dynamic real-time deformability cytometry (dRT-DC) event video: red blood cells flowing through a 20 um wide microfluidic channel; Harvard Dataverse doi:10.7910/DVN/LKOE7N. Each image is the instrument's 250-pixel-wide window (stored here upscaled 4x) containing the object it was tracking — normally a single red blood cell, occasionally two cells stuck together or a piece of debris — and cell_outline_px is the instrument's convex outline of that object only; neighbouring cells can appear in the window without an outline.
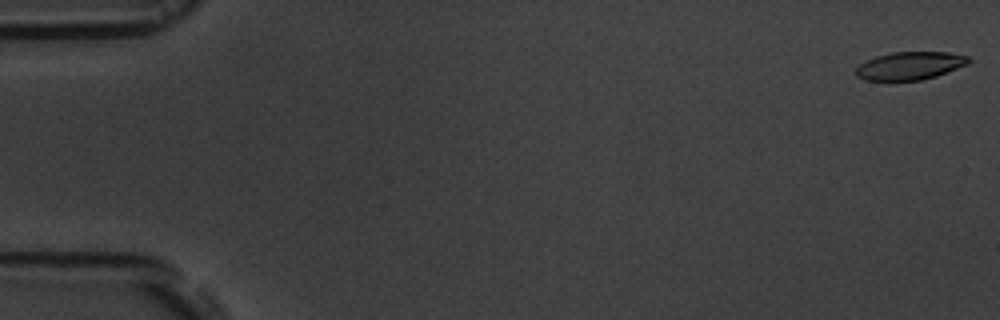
{"species": "common noctule bat (a hibernating species)", "species_latin": "Nyctalus noctula", "temperature_condition": "room temperature", "stored_images_in_passage": 5, "camera_frame_rate_fps": 3000, "um_per_image_px": 0.085, "animal": {"sex": "male", "body_mass_g": 19.5, "forearm_length_mm": 54.6}, "frame": {"image": 1, "passage_image": 1, "time_ms": 0.0, "image_size_px": [1000, 320], "cell_outline_px": [[972, 60], [968, 64], [936, 76], [920, 80], [864, 80], [856, 76], [856, 68], [860, 64], [876, 56], [892, 52], [948, 52], [968, 56]], "centroid_in_image_um": [77.36, 5.58], "position_along_channel_um": 7.6, "area_um2": 18.26}}
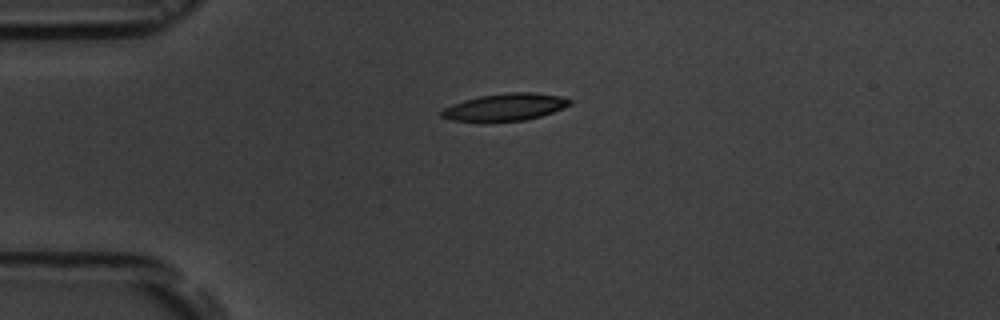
{"frame": {"image": 2, "passage_image": 4, "time_ms": 4.333, "image_size_px": [1000, 320], "cell_outline_px": [[572, 104], [564, 108], [540, 116], [524, 120], [484, 124], [480, 124], [452, 120], [440, 116], [440, 112], [444, 108], [452, 104], [464, 100], [480, 96], [508, 92], [536, 92], [560, 96], [572, 100]], "centroid_in_image_um": [42.89, 9.14], "position_along_channel_um": 42.1, "area_um2": 21.04}}